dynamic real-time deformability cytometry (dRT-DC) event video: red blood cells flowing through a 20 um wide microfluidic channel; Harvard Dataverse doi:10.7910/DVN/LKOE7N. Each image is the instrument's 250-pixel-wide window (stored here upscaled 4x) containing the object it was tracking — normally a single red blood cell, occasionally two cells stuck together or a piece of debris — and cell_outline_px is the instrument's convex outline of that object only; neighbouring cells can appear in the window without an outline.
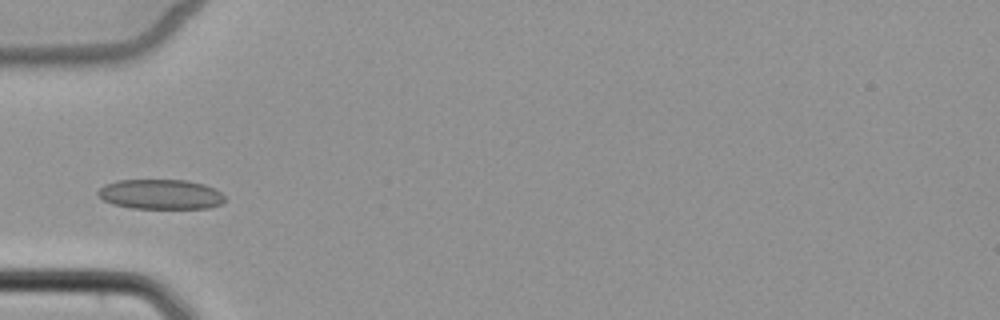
{"species": "common noctule bat (a hibernating species)", "species_latin": "Nyctalus noctula", "temperature_condition": "cold", "stored_images_in_passage": 5, "camera_frame_rate_fps": 3000, "um_per_image_px": 0.085, "animal": {"sex": "female", "body_mass_g": 22.7, "forearm_length_mm": 54.2}, "frame": {"image": 1, "passage_image": 4, "time_ms": 3.667, "image_size_px": [1000, 320], "cell_outline_px": [[224, 204], [208, 208], [132, 208], [112, 204], [104, 200], [96, 192], [104, 184], [116, 180], [188, 180], [204, 184], [216, 188], [224, 196]], "centroid_in_image_um": [13.67, 16.51], "position_along_channel_um": 71.3, "area_um2": 22.25}}
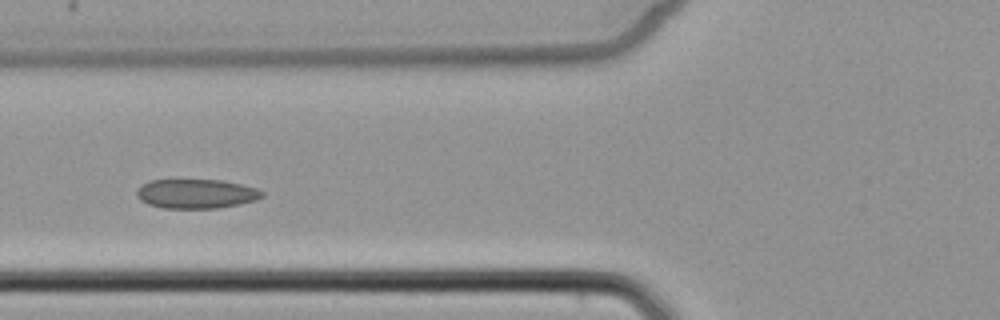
{"frame": {"image": 2, "passage_image": 5, "time_ms": 4.667, "image_size_px": [1000, 320], "cell_outline_px": [[264, 196], [256, 200], [240, 204], [216, 208], [164, 208], [148, 204], [140, 200], [136, 196], [136, 192], [148, 180], [224, 180], [256, 188], [264, 192]], "centroid_in_image_um": [16.69, 16.47], "position_along_channel_um": 109.1, "area_um2": 21.39}}